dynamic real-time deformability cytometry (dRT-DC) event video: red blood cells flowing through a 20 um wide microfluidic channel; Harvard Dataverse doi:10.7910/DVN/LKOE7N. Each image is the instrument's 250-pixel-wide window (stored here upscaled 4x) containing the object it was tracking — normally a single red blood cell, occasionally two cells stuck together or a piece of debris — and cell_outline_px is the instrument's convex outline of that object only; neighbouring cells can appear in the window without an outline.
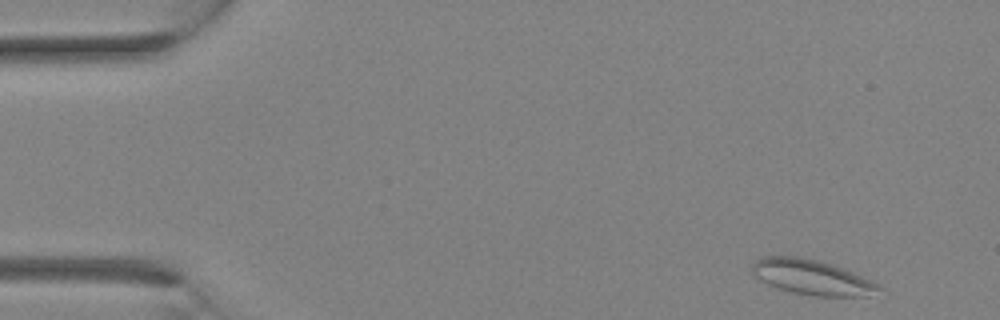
{"species": "Egyptian fruit bat (a non-hibernating species)", "species_latin": "Rousettus aegyptiacus", "temperature_condition": "room temperature", "stored_images_in_passage": 3, "camera_frame_rate_fps": 3000, "um_per_image_px": 0.085, "animal": {"sex": "female"}, "frame": {"image": 1, "passage_image": 1, "time_ms": 0.0, "image_size_px": [1000, 320], "cell_outline_px": [[884, 288], [868, 296], [812, 296], [792, 292], [776, 288], [768, 284], [756, 276], [752, 272], [752, 264], [756, 260], [764, 256], [800, 256], [820, 260], [832, 264], [852, 272], [880, 284]], "centroid_in_image_um": [69.02, 23.56], "position_along_channel_um": 16.0, "area_um2": 25.95}}